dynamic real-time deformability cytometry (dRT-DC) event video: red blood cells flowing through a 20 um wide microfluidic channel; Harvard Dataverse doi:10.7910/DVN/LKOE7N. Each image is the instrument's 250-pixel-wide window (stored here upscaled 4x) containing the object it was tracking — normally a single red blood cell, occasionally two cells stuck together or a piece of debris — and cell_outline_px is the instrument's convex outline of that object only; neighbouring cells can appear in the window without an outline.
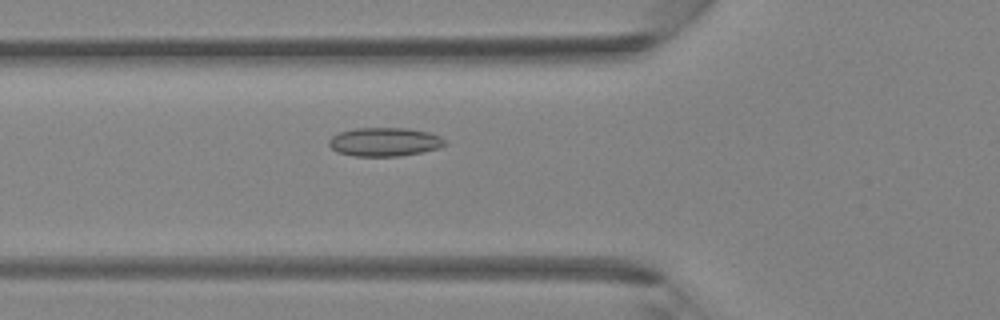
{"species": "Egyptian fruit bat (a non-hibernating species)", "species_latin": "Rousettus aegyptiacus", "temperature_condition": "room temperature", "stored_images_in_passage": 41, "camera_frame_rate_fps": 3000, "um_per_image_px": 0.085, "animal": {"sex": "female"}, "frame": {"image": 1, "passage_image": 15, "time_ms": 4.667, "image_size_px": [1000, 320], "cell_outline_px": [[448, 144], [440, 148], [400, 156], [352, 156], [336, 152], [328, 144], [328, 140], [332, 136], [340, 132], [356, 128], [408, 128], [428, 132], [440, 136]], "centroid_in_image_um": [32.68, 12.06], "position_along_channel_um": 93.1, "area_um2": 19.48}}
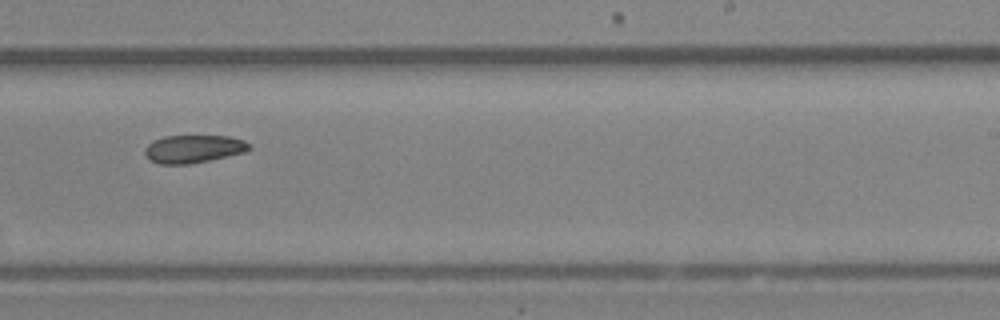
{"frame": {"image": 2, "passage_image": 26, "time_ms": 8.333, "image_size_px": [1000, 320], "cell_outline_px": [[252, 148], [244, 152], [208, 160], [188, 164], [160, 164], [152, 160], [144, 152], [144, 148], [152, 140], [164, 136], [228, 136], [244, 140], [252, 144]], "centroid_in_image_um": [16.46, 12.64], "position_along_channel_um": 272.5, "area_um2": 16.88}}
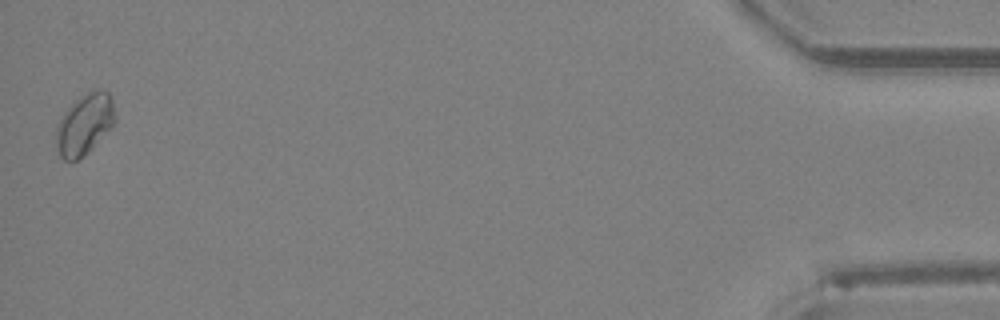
{"frame": {"image": 3, "passage_image": 41, "time_ms": 13.333, "image_size_px": [1000, 320], "cell_outline_px": [[116, 120], [112, 128], [84, 156], [76, 160], [64, 160], [60, 156], [56, 148], [56, 128], [64, 112], [80, 96], [96, 88], [100, 88], [108, 92], [112, 100], [116, 116]], "centroid_in_image_um": [7.21, 10.56], "position_along_channel_um": 428.0, "area_um2": 21.04}}